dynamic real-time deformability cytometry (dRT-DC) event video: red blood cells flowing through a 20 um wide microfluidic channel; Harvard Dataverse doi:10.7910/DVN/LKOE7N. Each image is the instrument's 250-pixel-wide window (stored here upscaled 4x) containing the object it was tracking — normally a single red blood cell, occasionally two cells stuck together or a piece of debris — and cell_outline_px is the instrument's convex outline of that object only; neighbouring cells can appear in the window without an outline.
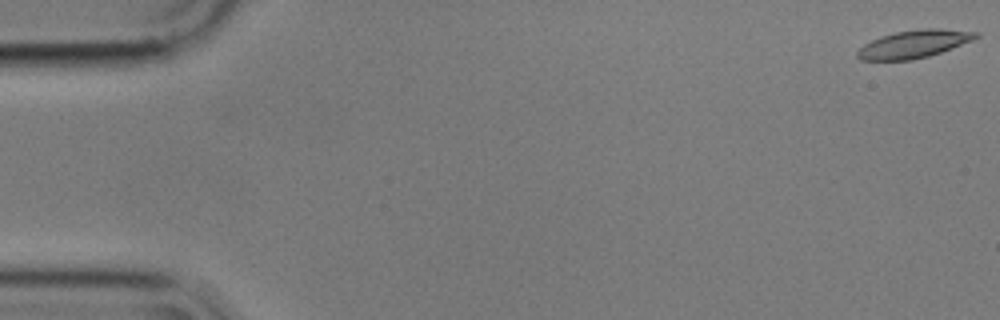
{"species": "common noctule bat (a hibernating species)", "species_latin": "Nyctalus noctula", "temperature_condition": "cold", "stored_images_in_passage": 56, "camera_frame_rate_fps": 3000, "um_per_image_px": 0.085, "animal": {"sex": "male", "body_mass_g": 17.9}, "frame": {"image": 1, "passage_image": 1, "time_ms": 0.0, "image_size_px": [1000, 320], "cell_outline_px": [[980, 36], [972, 40], [940, 52], [928, 56], [912, 60], [860, 60], [856, 56], [856, 52], [864, 44], [880, 36], [896, 32], [920, 28], [940, 28], [980, 32]], "centroid_in_image_um": [77.68, 3.73], "position_along_channel_um": 7.3, "area_um2": 19.19}}
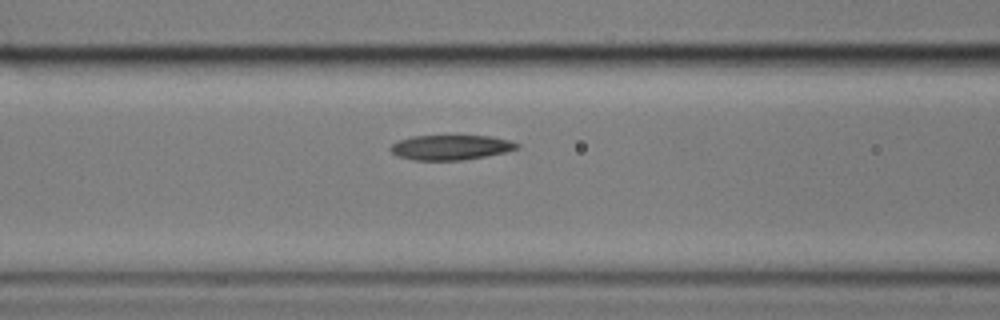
{"frame": {"image": 2, "passage_image": 23, "time_ms": 7.333, "image_size_px": [1000, 320], "cell_outline_px": [[520, 148], [504, 152], [464, 160], [412, 160], [396, 156], [388, 148], [392, 144], [400, 140], [412, 136], [492, 136], [508, 140], [520, 144]], "centroid_in_image_um": [38.29, 12.53], "position_along_channel_um": 128.3, "area_um2": 18.32}}
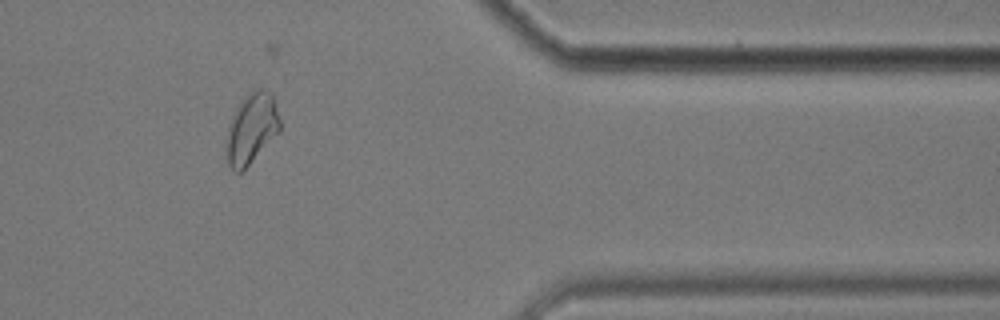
{"frame": {"image": 3, "passage_image": 47, "time_ms": 15.333, "image_size_px": [1000, 320], "cell_outline_px": [[280, 132], [240, 172], [232, 172], [228, 164], [228, 124], [240, 100], [244, 96], [256, 88], [264, 88], [272, 92], [280, 120]], "centroid_in_image_um": [21.41, 10.86], "position_along_channel_um": 390.0, "area_um2": 21.79}, "authors_computed_cell_mechanics": {"area_um2": 19.4208, "velocity_mm_per_s": 3.5403, "shape_relaxation_time_tau1_ms": null, "shape_relaxation_time_tau2_ms": 3.5344, "deformation_change_tau1": null, "deformation_change_tau2": 0.1006}}